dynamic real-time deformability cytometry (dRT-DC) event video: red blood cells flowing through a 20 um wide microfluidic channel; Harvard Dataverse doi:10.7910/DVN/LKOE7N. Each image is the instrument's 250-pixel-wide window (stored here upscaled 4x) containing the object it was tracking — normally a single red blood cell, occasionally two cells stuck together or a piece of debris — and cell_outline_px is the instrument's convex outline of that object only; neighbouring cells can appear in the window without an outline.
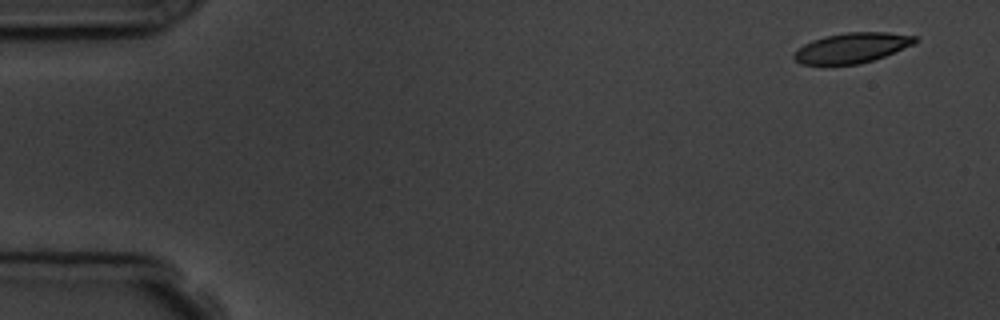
{"species": "common noctule bat (a hibernating species)", "species_latin": "Nyctalus noctula", "temperature_condition": "room temperature", "stored_images_in_passage": 4, "camera_frame_rate_fps": 3000, "um_per_image_px": 0.085, "animal": {"sex": "male", "body_mass_g": 19.5, "forearm_length_mm": 54.6}, "frame": {"image": 1, "passage_image": 1, "time_ms": 0.0, "image_size_px": [1000, 320], "cell_outline_px": [[920, 40], [912, 44], [884, 56], [860, 64], [800, 64], [792, 56], [804, 44], [812, 40], [824, 36], [844, 32], [888, 32], [916, 36]], "centroid_in_image_um": [72.42, 4.05], "position_along_channel_um": 12.6, "area_um2": 21.04}}
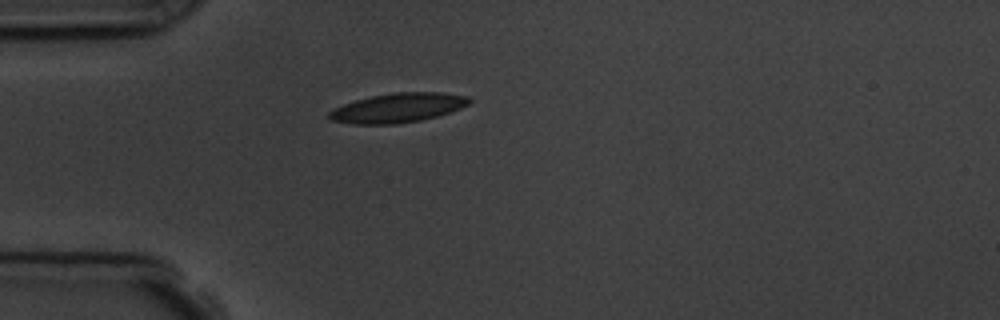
{"frame": {"image": 2, "passage_image": 4, "time_ms": 4.0, "image_size_px": [1000, 320], "cell_outline_px": [[472, 100], [468, 104], [460, 108], [436, 116], [420, 120], [396, 124], [352, 124], [332, 120], [328, 116], [328, 112], [344, 104], [356, 100], [372, 96], [392, 92], [444, 92], [468, 96]], "centroid_in_image_um": [33.84, 9.16], "position_along_channel_um": 51.2, "area_um2": 23.81}}